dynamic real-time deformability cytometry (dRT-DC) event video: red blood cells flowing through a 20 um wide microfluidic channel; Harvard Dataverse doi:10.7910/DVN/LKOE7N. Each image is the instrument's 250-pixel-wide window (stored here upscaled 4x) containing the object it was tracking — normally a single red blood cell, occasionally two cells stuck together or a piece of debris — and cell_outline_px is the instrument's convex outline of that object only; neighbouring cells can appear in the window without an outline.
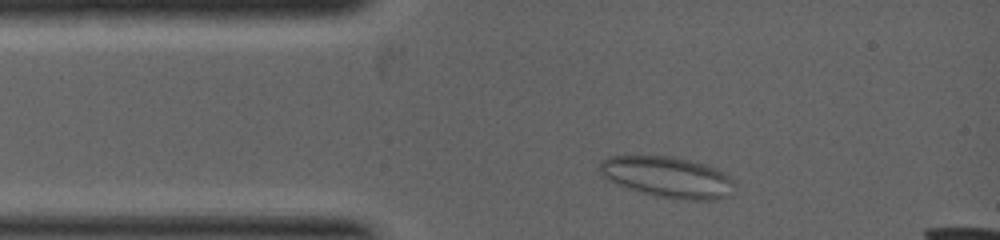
{"species": "common noctule bat (a hibernating species)", "species_latin": "Nyctalus noctula", "temperature_condition": "warm", "stored_images_in_passage": 5, "segment_of_instrument_passage": [1, 2], "camera_frame_rate_fps": 5000, "um_per_image_px": 0.085, "animal": {"sex": "female", "body_mass_g": 19.0, "forearm_length_mm": 53.3}, "frame": {"image": 1, "passage_image": 3, "time_ms": 0.6, "image_size_px": [1000, 240], "cell_outline_px": [[736, 184], [728, 196], [716, 200], [688, 200], [656, 196], [640, 192], [616, 184], [608, 180], [596, 168], [600, 160], [608, 156], [672, 156], [704, 164], [716, 168], [736, 180]], "centroid_in_image_um": [56.74, 15.05], "position_along_channel_um": 28.3, "area_um2": 32.48}}